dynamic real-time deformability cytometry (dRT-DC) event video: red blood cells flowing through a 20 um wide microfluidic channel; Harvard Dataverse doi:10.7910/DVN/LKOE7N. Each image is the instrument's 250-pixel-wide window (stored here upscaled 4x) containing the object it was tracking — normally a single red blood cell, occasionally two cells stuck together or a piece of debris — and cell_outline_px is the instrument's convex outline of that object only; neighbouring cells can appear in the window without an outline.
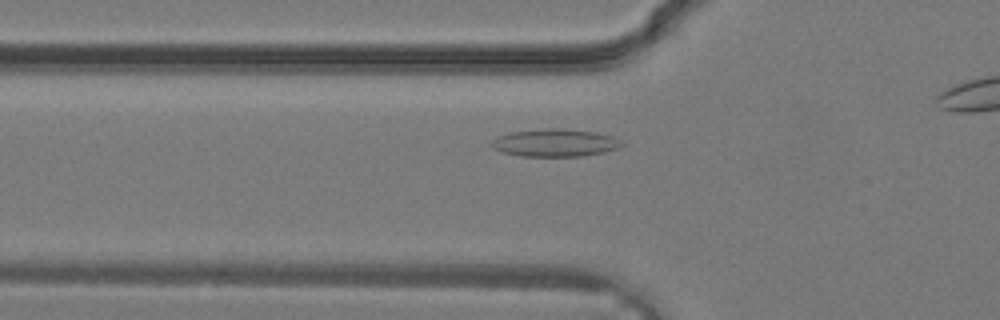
{"species": "common noctule bat (a hibernating species)", "species_latin": "Nyctalus noctula", "temperature_condition": "warm", "stored_images_in_passage": 8, "camera_frame_rate_fps": 3000, "um_per_image_px": 0.085, "animal": {"sex": "male", "body_mass_g": 19.2, "forearm_length_mm": 51.8}, "frame": {"image": 1, "passage_image": 4, "time_ms": 1.0, "image_size_px": [1000, 320], "cell_outline_px": [[624, 144], [620, 148], [604, 152], [584, 156], [520, 156], [504, 152], [492, 148], [488, 144], [496, 136], [512, 132], [548, 128], [564, 128], [596, 132], [612, 136], [620, 140]], "centroid_in_image_um": [47.18, 12.13], "position_along_channel_um": 78.6, "area_um2": 21.15}}
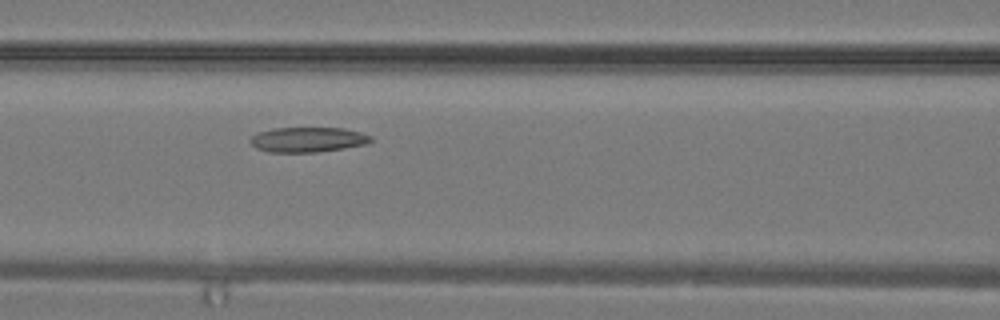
{"frame": {"image": 2, "passage_image": 7, "time_ms": 2.0, "image_size_px": [1000, 320], "cell_outline_px": [[372, 140], [368, 144], [344, 148], [316, 152], [268, 152], [256, 148], [248, 140], [252, 136], [260, 132], [272, 128], [344, 128], [360, 132], [372, 136]], "centroid_in_image_um": [26.17, 11.87], "position_along_channel_um": 140.4, "area_um2": 17.57}}